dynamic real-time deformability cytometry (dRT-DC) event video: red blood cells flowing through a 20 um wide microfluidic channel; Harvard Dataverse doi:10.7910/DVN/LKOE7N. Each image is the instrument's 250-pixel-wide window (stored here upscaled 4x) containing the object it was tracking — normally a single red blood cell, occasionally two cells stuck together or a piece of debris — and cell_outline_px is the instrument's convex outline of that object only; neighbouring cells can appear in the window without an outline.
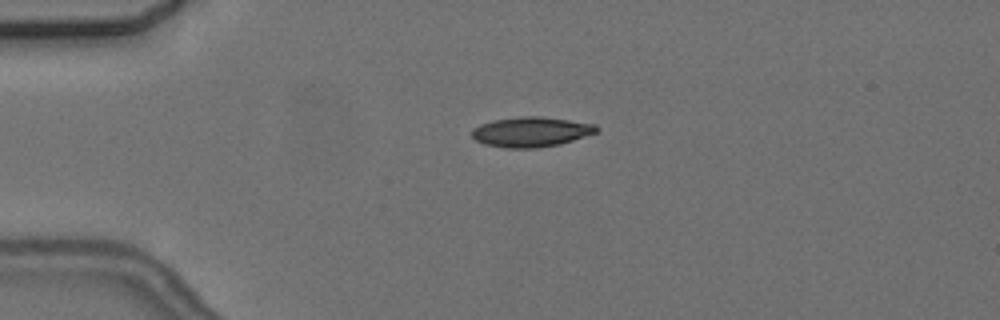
{"species": "common noctule bat (a hibernating species)", "species_latin": "Nyctalus noctula", "temperature_condition": "cold", "stored_images_in_passage": 2, "camera_frame_rate_fps": 3000, "um_per_image_px": 0.085, "animal": {"sex": "female", "body_mass_g": 24.6, "forearm_length_mm": 56.2}, "frame": {"image": 1, "passage_image": 1, "time_ms": 0.0, "image_size_px": [1000, 320], "cell_outline_px": [[600, 128], [596, 132], [560, 144], [536, 148], [504, 148], [484, 144], [476, 140], [472, 136], [472, 128], [480, 124], [492, 120], [520, 116], [540, 116], [596, 124]], "centroid_in_image_um": [45.11, 11.2], "position_along_channel_um": 39.9, "area_um2": 21.79}}